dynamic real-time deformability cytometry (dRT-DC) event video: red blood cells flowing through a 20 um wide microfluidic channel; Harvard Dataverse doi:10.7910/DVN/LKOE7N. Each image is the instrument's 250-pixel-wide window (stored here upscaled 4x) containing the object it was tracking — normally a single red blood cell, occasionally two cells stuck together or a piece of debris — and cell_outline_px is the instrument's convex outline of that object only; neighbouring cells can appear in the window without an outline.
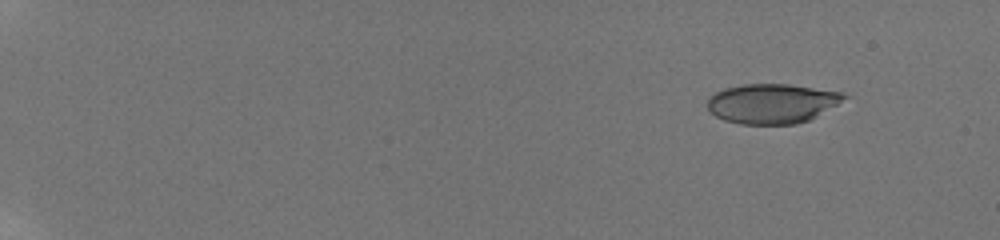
{"species": "human", "species_latin": "Homo sapiens", "temperature_condition": "room temperature", "stored_images_in_passage": 40, "camera_frame_rate_fps": 3000, "um_per_image_px": 0.085, "donor": {"sex": "male"}, "frame": {"image": 1, "passage_image": 4, "time_ms": 2.0, "image_size_px": [1000, 240], "cell_outline_px": [[852, 96], [808, 120], [796, 124], [740, 124], [724, 120], [716, 116], [708, 108], [708, 100], [716, 92], [724, 88], [744, 84], [788, 84], [844, 92]], "centroid_in_image_um": [65.66, 8.79], "position_along_channel_um": 19.3, "area_um2": 31.56}}
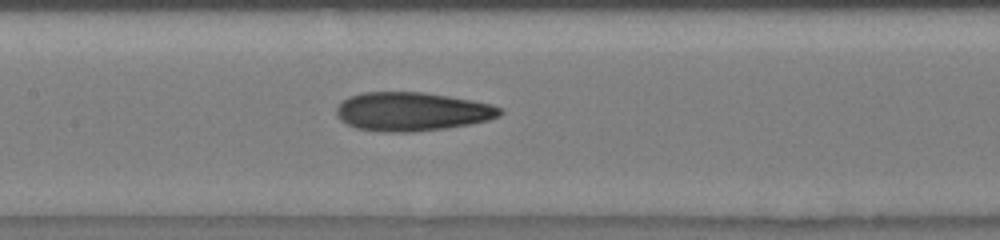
{"frame": {"image": 2, "passage_image": 20, "time_ms": 10.667, "image_size_px": [1000, 240], "cell_outline_px": [[504, 112], [500, 116], [488, 120], [468, 124], [444, 128], [412, 132], [384, 132], [356, 128], [340, 120], [336, 112], [336, 108], [348, 96], [364, 92], [424, 92], [448, 96], [492, 104], [504, 108]], "centroid_in_image_um": [35.03, 9.48], "position_along_channel_um": 172.4, "area_um2": 36.88}}
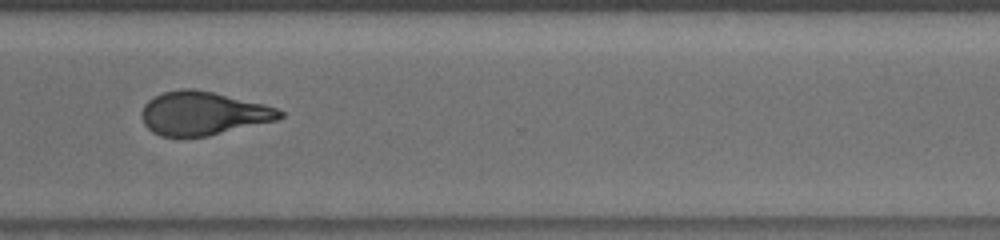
{"frame": {"image": 3, "passage_image": 32, "time_ms": 15.333, "image_size_px": [1000, 240], "cell_outline_px": [[284, 116], [276, 120], [208, 136], [160, 136], [152, 132], [144, 124], [140, 112], [144, 104], [148, 100], [164, 92], [180, 88], [192, 88], [212, 92], [264, 104], [276, 108], [284, 112]], "centroid_in_image_um": [17.23, 9.63], "position_along_channel_um": 353.4, "area_um2": 34.85}, "authors_computed_cell_mechanics": {"area_um2": 34.9401, "velocity_mm_per_s": 3.8876, "shape_relaxation_time_tau1_ms": null, "shape_relaxation_time_tau2_ms": 1.8659, "deformation_change_tau1": null, "deformation_change_tau2": 0.1005}}